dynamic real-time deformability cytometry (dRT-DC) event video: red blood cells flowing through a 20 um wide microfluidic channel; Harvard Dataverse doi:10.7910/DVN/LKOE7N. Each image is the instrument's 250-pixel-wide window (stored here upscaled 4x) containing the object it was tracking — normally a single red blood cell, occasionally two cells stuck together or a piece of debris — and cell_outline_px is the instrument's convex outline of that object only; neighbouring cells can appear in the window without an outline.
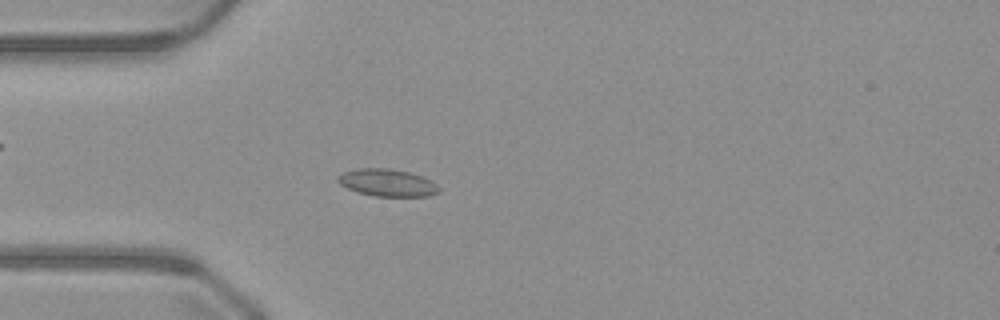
{"species": "common noctule bat (a hibernating species)", "species_latin": "Nyctalus noctula", "temperature_condition": "warm", "stored_images_in_passage": 50, "camera_frame_rate_fps": 3000, "um_per_image_px": 0.085, "animal": {"sex": "male", "body_mass_g": 23.1, "forearm_length_mm": 52.7}, "frame": {"image": 1, "passage_image": 14, "time_ms": 4.333, "image_size_px": [1000, 320], "cell_outline_px": [[440, 192], [428, 196], [376, 196], [356, 192], [340, 184], [336, 180], [336, 176], [344, 172], [356, 168], [388, 168], [408, 172], [432, 180], [440, 188]], "centroid_in_image_um": [32.9, 15.53], "position_along_channel_um": 52.1, "area_um2": 16.13}}
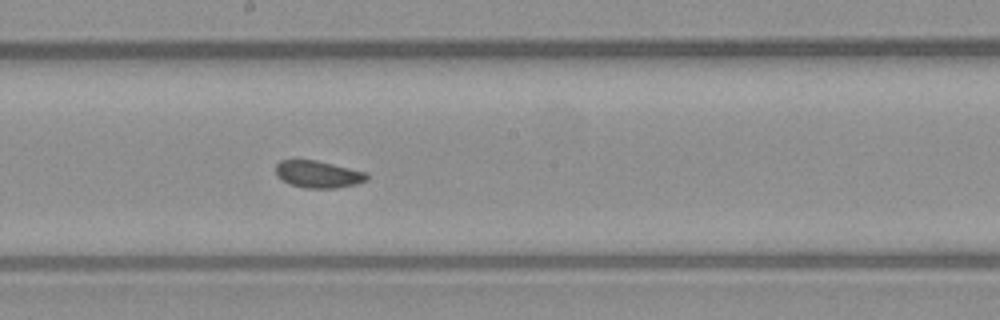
{"frame": {"image": 2, "passage_image": 27, "time_ms": 8.667, "image_size_px": [1000, 320], "cell_outline_px": [[368, 180], [356, 184], [336, 188], [304, 188], [288, 184], [280, 180], [276, 176], [276, 164], [280, 160], [296, 156], [316, 160], [368, 172]], "centroid_in_image_um": [26.97, 14.77], "position_along_channel_um": 221.2, "area_um2": 15.14}}
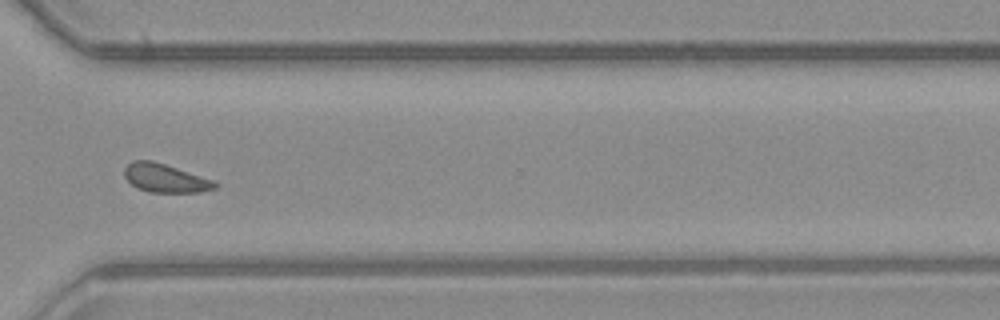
{"frame": {"image": 3, "passage_image": 37, "time_ms": 12.0, "image_size_px": [1000, 320], "cell_outline_px": [[220, 184], [216, 188], [200, 192], [148, 192], [136, 188], [124, 176], [124, 168], [132, 160], [152, 160], [212, 180]], "centroid_in_image_um": [14.01, 15.15], "position_along_channel_um": 356.6, "area_um2": 14.91}}